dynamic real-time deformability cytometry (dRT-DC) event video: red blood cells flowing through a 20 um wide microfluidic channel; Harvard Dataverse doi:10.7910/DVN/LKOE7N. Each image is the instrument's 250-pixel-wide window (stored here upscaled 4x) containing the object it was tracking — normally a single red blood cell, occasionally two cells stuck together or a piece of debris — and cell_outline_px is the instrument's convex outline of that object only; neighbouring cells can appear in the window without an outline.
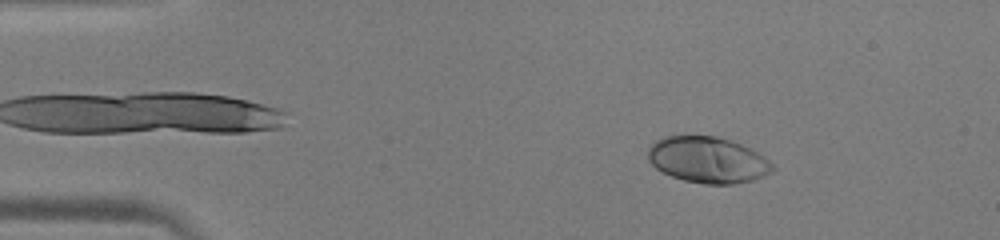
{"species": "human", "species_latin": "Homo sapiens", "temperature_condition": "warm", "stored_images_in_passage": 50, "camera_frame_rate_fps": 3000, "um_per_image_px": 0.085, "donor": {"sex": "male"}, "frame": {"image": 1, "passage_image": 7, "time_ms": 2.0, "image_size_px": [1000, 240], "cell_outline_px": [[776, 168], [752, 180], [732, 184], [704, 184], [684, 180], [672, 176], [656, 168], [648, 160], [648, 148], [656, 140], [664, 136], [716, 136], [732, 140], [764, 156]], "centroid_in_image_um": [60.13, 13.58], "position_along_channel_um": 24.9, "area_um2": 33.18}}
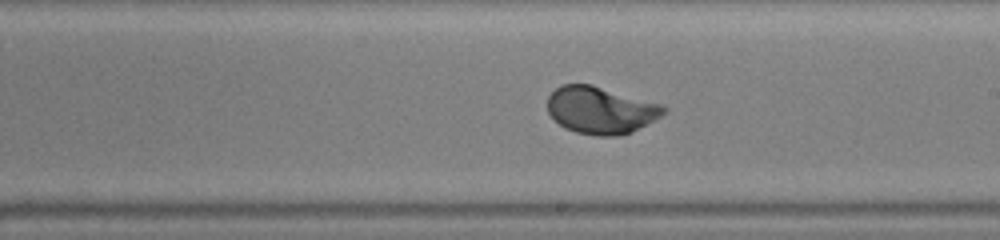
{"frame": {"image": 2, "passage_image": 29, "time_ms": 9.333, "image_size_px": [1000, 240], "cell_outline_px": [[668, 108], [660, 116], [632, 132], [616, 136], [596, 136], [576, 132], [564, 128], [548, 112], [548, 96], [560, 84], [592, 84], [660, 104]], "centroid_in_image_um": [51.03, 9.36], "position_along_channel_um": 238.0, "area_um2": 31.67}}
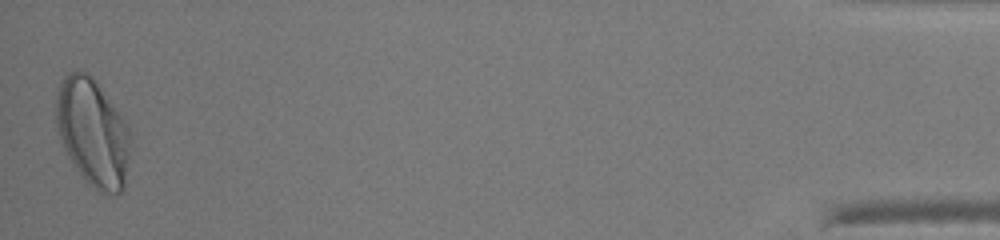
{"frame": {"image": 3, "passage_image": 50, "time_ms": 16.333, "image_size_px": [1000, 240], "cell_outline_px": [[128, 160], [124, 188], [120, 192], [100, 192], [88, 184], [76, 168], [68, 156], [64, 148], [56, 124], [56, 92], [60, 80], [68, 72], [84, 72], [92, 76], [128, 124]], "centroid_in_image_um": [7.85, 11.23], "position_along_channel_um": 427.3, "area_um2": 45.95}, "authors_computed_cell_mechanics": {"area_um2": 32.3391, "velocity_mm_per_s": 4.0073, "shape_relaxation_time_tau1_ms": 2.1527, "shape_relaxation_time_tau2_ms": null, "deformation_change_tau1": 0.1659, "deformation_change_tau2": null}}